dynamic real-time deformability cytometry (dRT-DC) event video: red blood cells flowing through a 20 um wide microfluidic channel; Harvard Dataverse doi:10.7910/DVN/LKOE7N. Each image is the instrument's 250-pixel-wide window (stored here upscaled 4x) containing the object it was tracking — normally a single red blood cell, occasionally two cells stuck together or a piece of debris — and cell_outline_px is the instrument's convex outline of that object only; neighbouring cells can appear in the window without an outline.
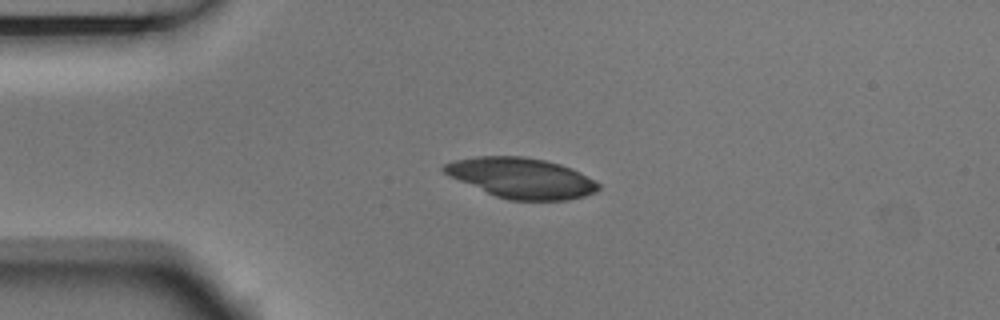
{"species": "Egyptian fruit bat (a non-hibernating species)", "species_latin": "Rousettus aegyptiacus", "temperature_condition": "room temperature", "stored_images_in_passage": 3, "camera_frame_rate_fps": 3000, "um_per_image_px": 0.085, "animal": {"sex": "male"}, "frame": {"image": 1, "passage_image": 3, "time_ms": 0.667, "image_size_px": [1000, 320], "cell_outline_px": [[600, 188], [596, 192], [584, 196], [568, 200], [508, 200], [496, 196], [448, 176], [440, 168], [444, 164], [452, 160], [476, 156], [520, 156], [544, 160], [560, 164], [572, 168], [580, 172], [600, 184]], "centroid_in_image_um": [44.3, 15.12], "position_along_channel_um": 40.7, "area_um2": 36.3}}